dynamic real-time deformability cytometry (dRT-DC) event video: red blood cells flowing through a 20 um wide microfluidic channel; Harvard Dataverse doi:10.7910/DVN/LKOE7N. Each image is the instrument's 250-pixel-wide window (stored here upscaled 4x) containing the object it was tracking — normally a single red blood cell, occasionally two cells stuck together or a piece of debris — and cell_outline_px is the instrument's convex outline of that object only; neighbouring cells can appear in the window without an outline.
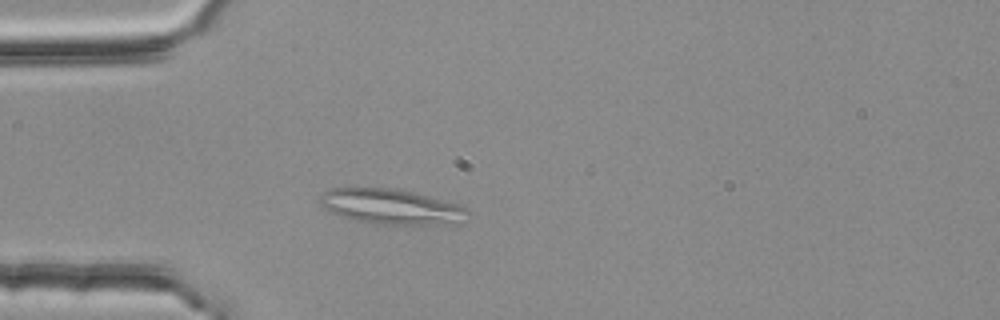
{"species": "common noctule bat (a hibernating species)", "species_latin": "Nyctalus noctula", "temperature_condition": "room temperature", "stored_images_in_passage": 3, "camera_frame_rate_fps": 3000, "um_per_image_px": 0.085, "animal": {"sex": "female", "body_mass_g": 25.1}, "frame": {"image": 1, "passage_image": 3, "time_ms": 0.667, "image_size_px": [1000, 320], "cell_outline_px": [[468, 212], [444, 224], [376, 224], [356, 220], [340, 216], [328, 212], [320, 204], [320, 196], [328, 188], [396, 188], [412, 192], [456, 204], [468, 208]], "centroid_in_image_um": [33.08, 17.54], "position_along_channel_um": 51.9, "area_um2": 29.48}}